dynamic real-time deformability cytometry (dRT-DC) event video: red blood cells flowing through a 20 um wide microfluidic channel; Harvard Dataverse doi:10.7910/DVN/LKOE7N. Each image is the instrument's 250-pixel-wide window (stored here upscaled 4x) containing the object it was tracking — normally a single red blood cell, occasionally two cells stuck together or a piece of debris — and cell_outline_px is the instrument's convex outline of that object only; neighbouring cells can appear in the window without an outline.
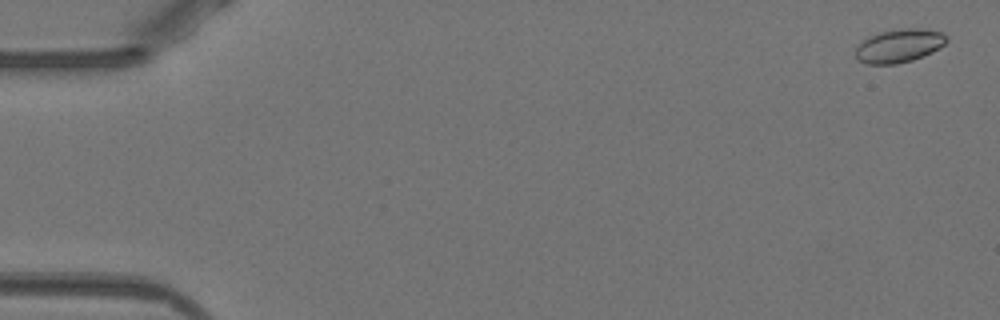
{"species": "Egyptian fruit bat (a non-hibernating species)", "species_latin": "Rousettus aegyptiacus", "temperature_condition": "warm", "stored_images_in_passage": 53, "camera_frame_rate_fps": 3000, "um_per_image_px": 0.085, "animal": {"sex": "female"}, "frame": {"image": 1, "passage_image": 2, "time_ms": 0.333, "image_size_px": [1000, 320], "cell_outline_px": [[948, 40], [944, 44], [932, 52], [912, 60], [896, 64], [864, 64], [856, 60], [856, 48], [868, 36], [880, 32], [900, 28], [924, 28], [940, 32], [948, 36]], "centroid_in_image_um": [76.42, 3.88], "position_along_channel_um": 8.6, "area_um2": 17.8}}
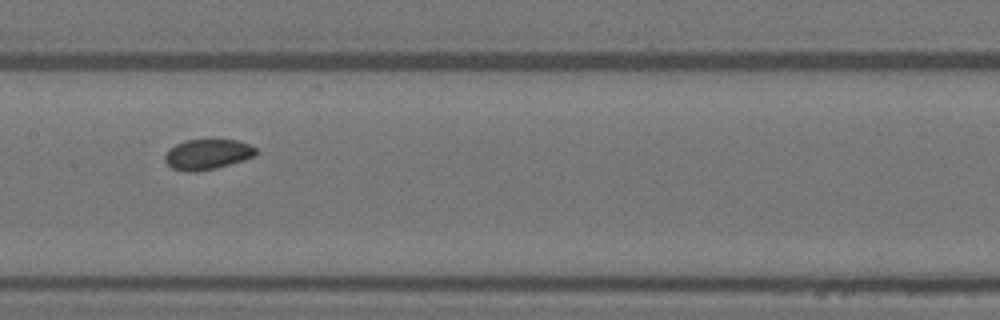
{"frame": {"image": 2, "passage_image": 27, "time_ms": 8.667, "image_size_px": [1000, 320], "cell_outline_px": [[256, 152], [252, 156], [216, 168], [196, 172], [184, 172], [172, 168], [164, 160], [164, 156], [168, 148], [176, 144], [188, 140], [236, 140], [248, 144], [256, 148]], "centroid_in_image_um": [17.55, 13.12], "position_along_channel_um": 189.8, "area_um2": 15.84}}
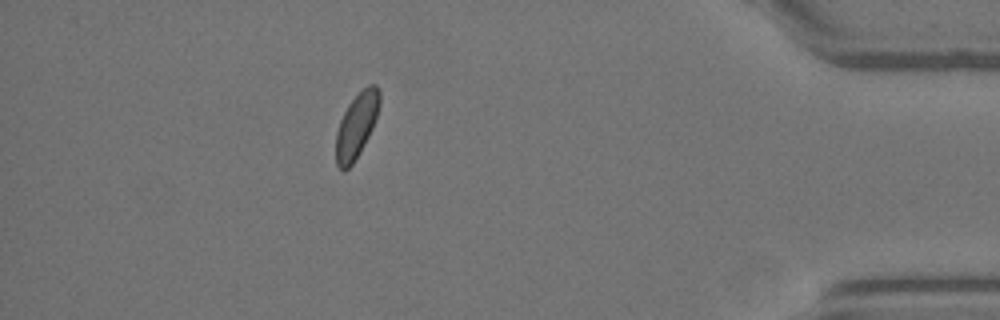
{"frame": {"image": 3, "passage_image": 47, "time_ms": 15.333, "image_size_px": [1000, 320], "cell_outline_px": [[380, 104], [372, 128], [360, 152], [352, 164], [344, 172], [336, 164], [336, 132], [340, 120], [348, 104], [368, 84], [376, 84], [380, 92]], "centroid_in_image_um": [30.3, 10.67], "position_along_channel_um": 404.9, "area_um2": 16.3}, "authors_computed_cell_mechanics": {"area_um2": 16.6464, "velocity_mm_per_s": 3.9386, "shape_relaxation_time_tau1_ms": 2.1956, "shape_relaxation_time_tau2_ms": null, "deformation_change_tau1": 0.0358, "deformation_change_tau2": null}}